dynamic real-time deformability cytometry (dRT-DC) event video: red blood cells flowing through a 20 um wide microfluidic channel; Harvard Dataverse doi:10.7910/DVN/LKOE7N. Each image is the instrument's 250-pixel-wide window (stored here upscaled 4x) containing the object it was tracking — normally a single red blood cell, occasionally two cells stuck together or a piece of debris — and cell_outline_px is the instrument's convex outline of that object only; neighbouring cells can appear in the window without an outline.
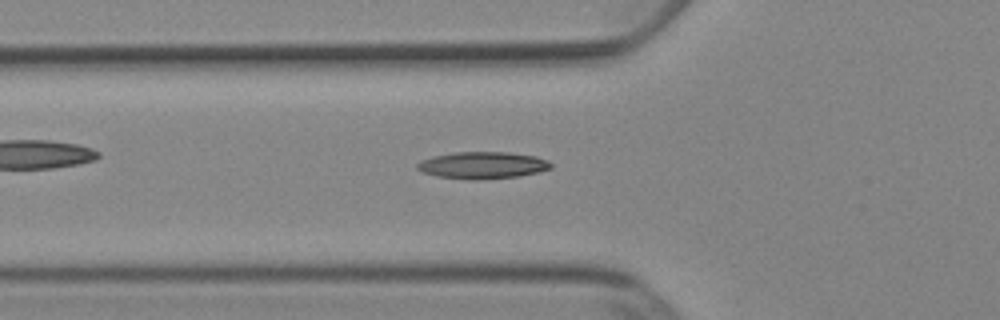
{"species": "Egyptian fruit bat (a non-hibernating species)", "species_latin": "Rousettus aegyptiacus", "temperature_condition": "cold", "stored_images_in_passage": 38, "camera_frame_rate_fps": 3000, "um_per_image_px": 0.085, "animal": {"sex": "female"}, "frame": {"image": 1, "passage_image": 5, "time_ms": 1.333, "image_size_px": [1000, 320], "cell_outline_px": [[552, 168], [540, 172], [520, 176], [476, 180], [468, 180], [436, 176], [420, 172], [416, 168], [416, 164], [432, 156], [456, 152], [508, 152], [536, 156], [548, 160], [552, 164]], "centroid_in_image_um": [41.03, 14.05], "position_along_channel_um": 84.8, "area_um2": 21.21}}
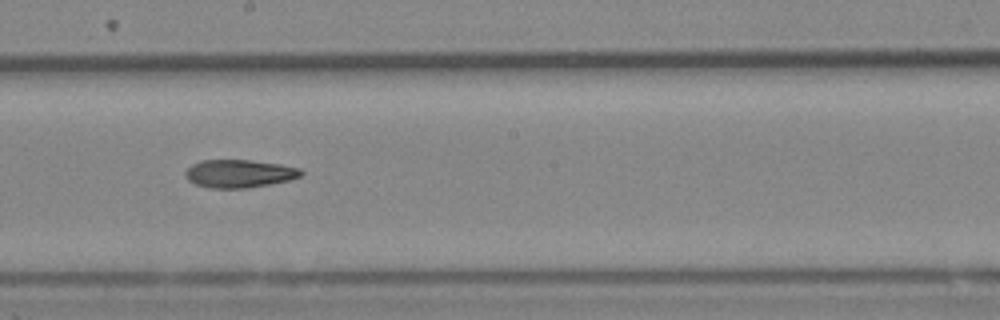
{"frame": {"image": 2, "passage_image": 16, "time_ms": 5.0, "image_size_px": [1000, 320], "cell_outline_px": [[304, 172], [300, 176], [288, 180], [248, 188], [212, 188], [196, 184], [188, 180], [184, 176], [184, 172], [192, 164], [200, 160], [248, 160], [280, 164], [300, 168]], "centroid_in_image_um": [20.31, 14.75], "position_along_channel_um": 227.9, "area_um2": 18.79}}
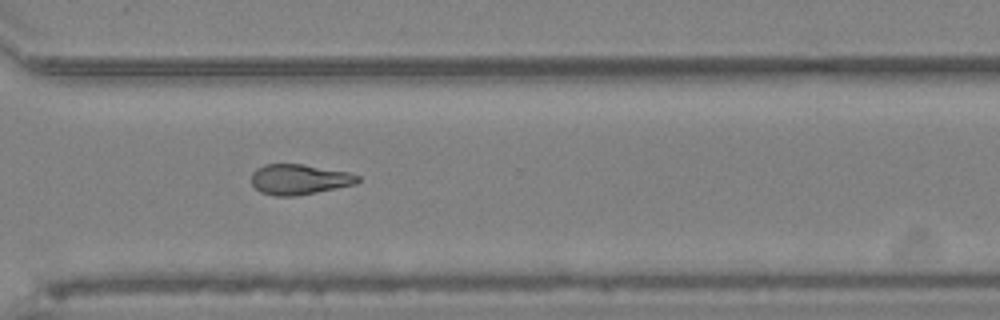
{"frame": {"image": 3, "passage_image": 25, "time_ms": 8.0, "image_size_px": [1000, 320], "cell_outline_px": [[360, 180], [356, 184], [296, 196], [272, 196], [260, 192], [252, 184], [252, 172], [256, 168], [264, 164], [300, 164], [348, 172], [360, 176]], "centroid_in_image_um": [25.41, 15.25], "position_along_channel_um": 345.2, "area_um2": 18.79}}